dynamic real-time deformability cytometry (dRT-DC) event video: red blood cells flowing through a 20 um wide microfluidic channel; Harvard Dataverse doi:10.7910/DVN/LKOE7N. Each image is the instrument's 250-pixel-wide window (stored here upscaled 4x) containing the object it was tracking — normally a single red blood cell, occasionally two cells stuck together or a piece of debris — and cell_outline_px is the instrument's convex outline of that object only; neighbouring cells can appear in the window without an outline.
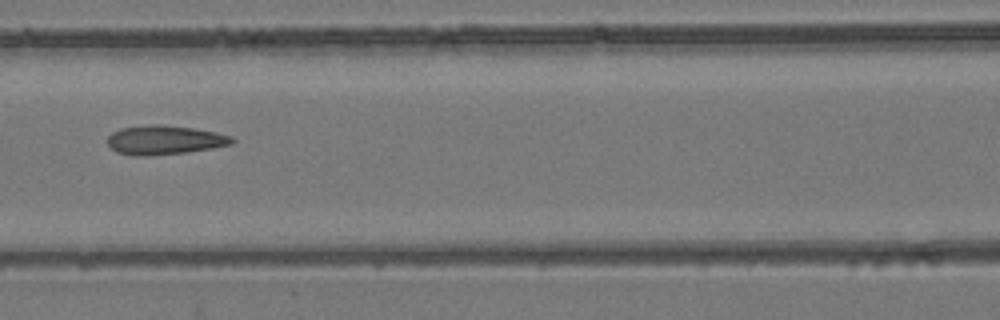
{"species": "common noctule bat (a hibernating species)", "species_latin": "Nyctalus noctula", "temperature_condition": "room temperature", "stored_images_in_passage": 5, "camera_frame_rate_fps": 3000, "um_per_image_px": 0.085, "animal": {"sex": "female", "body_mass_g": 24.6, "forearm_length_mm": 56.2}, "frame": {"image": 1, "passage_image": 5, "time_ms": 4.667, "image_size_px": [1000, 320], "cell_outline_px": [[236, 140], [232, 144], [212, 148], [184, 152], [148, 156], [132, 156], [116, 152], [108, 144], [108, 136], [112, 132], [120, 128], [152, 124], [160, 124], [196, 128], [216, 132], [232, 136]], "centroid_in_image_um": [13.99, 11.89], "position_along_channel_um": 152.6, "area_um2": 21.27}}